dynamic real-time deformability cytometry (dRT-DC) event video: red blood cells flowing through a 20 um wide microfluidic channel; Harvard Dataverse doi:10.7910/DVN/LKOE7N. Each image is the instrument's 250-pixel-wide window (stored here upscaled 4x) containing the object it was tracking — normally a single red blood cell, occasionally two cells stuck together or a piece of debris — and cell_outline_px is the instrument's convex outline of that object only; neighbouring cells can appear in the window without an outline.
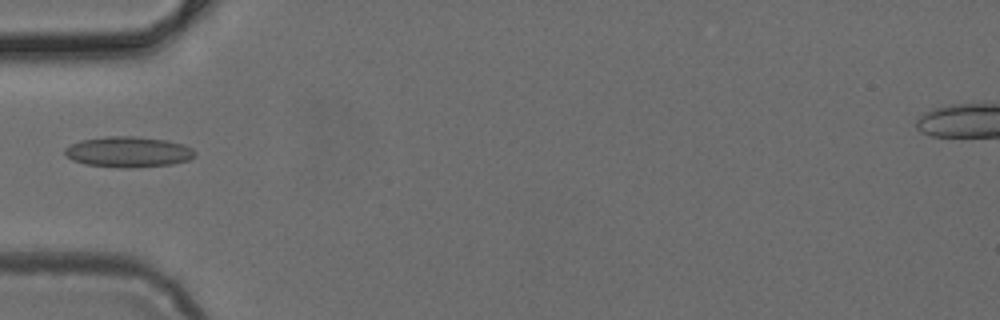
{"species": "common noctule bat (a hibernating species)", "species_latin": "Nyctalus noctula", "temperature_condition": "cold", "stored_images_in_passage": 4, "camera_frame_rate_fps": 3000, "um_per_image_px": 0.085, "animal": {"sex": "female", "body_mass_g": 24.6, "forearm_length_mm": 56.2}, "frame": {"image": 1, "passage_image": 4, "time_ms": 1.0, "image_size_px": [1000, 320], "cell_outline_px": [[196, 156], [188, 160], [172, 164], [132, 168], [120, 168], [84, 164], [72, 160], [64, 152], [64, 148], [80, 140], [104, 136], [136, 136], [168, 140], [184, 144], [192, 148], [196, 152]], "centroid_in_image_um": [10.92, 12.91], "position_along_channel_um": 74.1, "area_um2": 23.52}}